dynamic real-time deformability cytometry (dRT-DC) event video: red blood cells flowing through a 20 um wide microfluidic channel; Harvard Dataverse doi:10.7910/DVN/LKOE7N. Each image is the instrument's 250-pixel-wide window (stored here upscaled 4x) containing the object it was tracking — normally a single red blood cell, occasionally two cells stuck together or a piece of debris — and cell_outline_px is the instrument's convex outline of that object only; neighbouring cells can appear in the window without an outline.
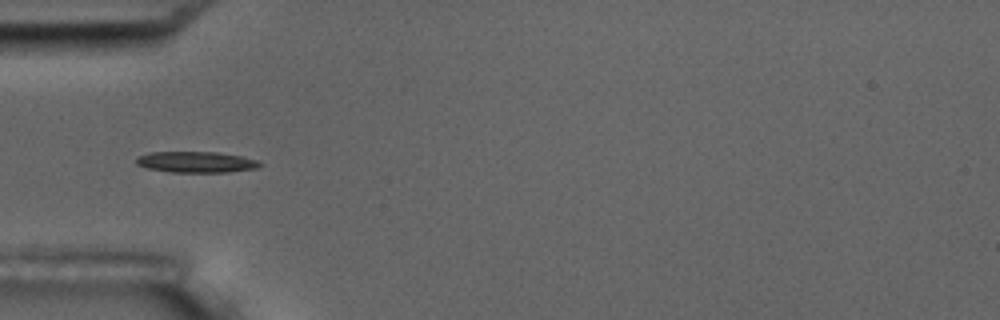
{"species": "common noctule bat (a hibernating species)", "species_latin": "Nyctalus noctula", "temperature_condition": "room temperature", "stored_images_in_passage": 16, "camera_frame_rate_fps": 3000, "um_per_image_px": 0.085, "animal": {"sex": "male", "body_mass_g": 17.5, "forearm_length_mm": 52.3}, "frame": {"image": 1, "passage_image": 5, "time_ms": 4.667, "image_size_px": [1000, 320], "cell_outline_px": [[264, 164], [260, 168], [228, 172], [172, 172], [148, 168], [136, 164], [136, 156], [152, 152], [216, 152], [240, 156], [256, 160]], "centroid_in_image_um": [16.7, 13.77], "position_along_channel_um": 68.3, "area_um2": 15.14}}